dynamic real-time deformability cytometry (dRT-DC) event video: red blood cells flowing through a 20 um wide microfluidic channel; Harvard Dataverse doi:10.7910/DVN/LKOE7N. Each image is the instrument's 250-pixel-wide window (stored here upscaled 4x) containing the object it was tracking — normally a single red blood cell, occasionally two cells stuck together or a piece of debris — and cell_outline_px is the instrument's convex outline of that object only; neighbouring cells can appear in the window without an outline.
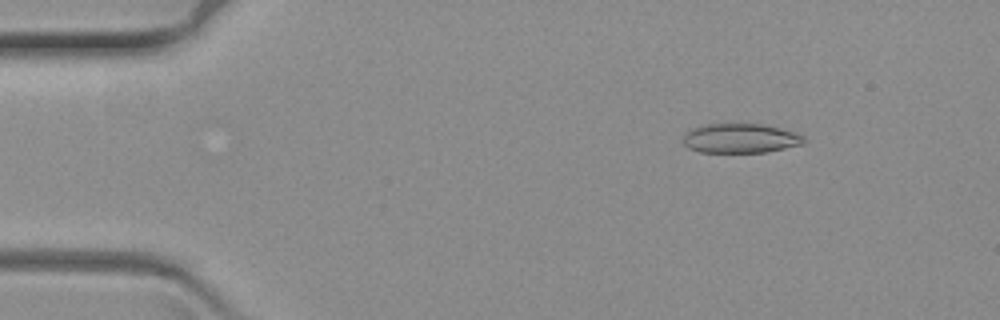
{"species": "common noctule bat (a hibernating species)", "species_latin": "Nyctalus noctula", "temperature_condition": "warm", "stored_images_in_passage": 64, "camera_frame_rate_fps": 3000, "um_per_image_px": 0.085, "animal": {"sex": "female", "body_mass_g": 19.3, "forearm_length_mm": 54.1}, "frame": {"image": 1, "passage_image": 9, "time_ms": 2.667, "image_size_px": [1000, 320], "cell_outline_px": [[808, 140], [804, 144], [768, 152], [700, 152], [688, 148], [684, 144], [684, 132], [688, 128], [704, 124], [764, 124], [796, 132], [804, 136]], "centroid_in_image_um": [62.95, 11.75], "position_along_channel_um": 22.1, "area_um2": 21.1}}
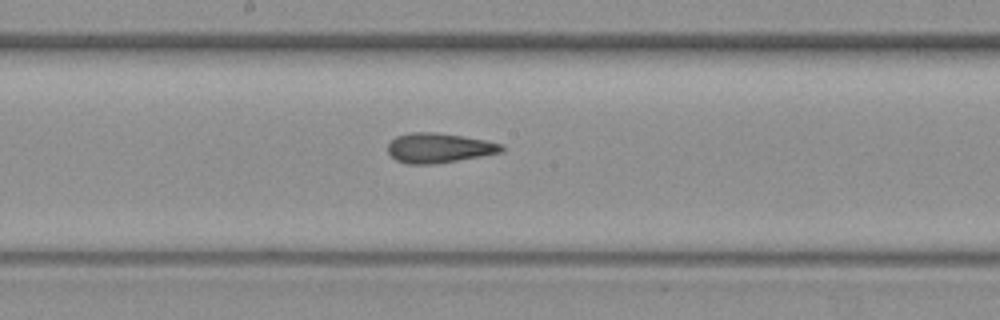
{"frame": {"image": 2, "passage_image": 34, "time_ms": 11.0, "image_size_px": [1000, 320], "cell_outline_px": [[504, 152], [436, 164], [408, 164], [396, 160], [388, 152], [388, 144], [396, 136], [408, 132], [436, 132], [484, 140], [504, 144]], "centroid_in_image_um": [37.31, 12.58], "position_along_channel_um": 210.9, "area_um2": 19.77}}
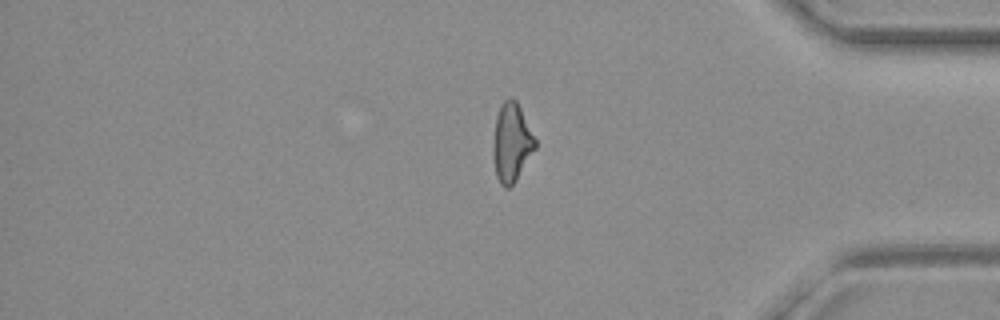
{"frame": {"image": 3, "passage_image": 53, "time_ms": 17.333, "image_size_px": [1000, 320], "cell_outline_px": [[536, 148], [516, 180], [508, 188], [504, 188], [500, 184], [496, 176], [492, 152], [492, 144], [496, 116], [504, 100], [512, 96], [516, 100], [536, 140]], "centroid_in_image_um": [43.47, 12.13], "position_along_channel_um": 391.7, "area_um2": 19.25}}